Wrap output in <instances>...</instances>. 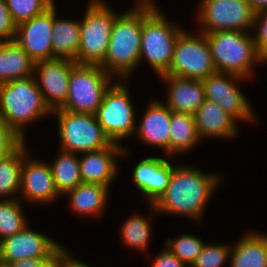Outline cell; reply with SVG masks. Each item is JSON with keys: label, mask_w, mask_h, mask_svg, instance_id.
Masks as SVG:
<instances>
[{"label": "cell", "mask_w": 267, "mask_h": 267, "mask_svg": "<svg viewBox=\"0 0 267 267\" xmlns=\"http://www.w3.org/2000/svg\"><path fill=\"white\" fill-rule=\"evenodd\" d=\"M255 13L267 11V0H245Z\"/></svg>", "instance_id": "cell-40"}, {"label": "cell", "mask_w": 267, "mask_h": 267, "mask_svg": "<svg viewBox=\"0 0 267 267\" xmlns=\"http://www.w3.org/2000/svg\"><path fill=\"white\" fill-rule=\"evenodd\" d=\"M210 46L217 72L235 74L244 79L252 74L256 62L266 63L257 51L253 35L242 31L203 33Z\"/></svg>", "instance_id": "cell-5"}, {"label": "cell", "mask_w": 267, "mask_h": 267, "mask_svg": "<svg viewBox=\"0 0 267 267\" xmlns=\"http://www.w3.org/2000/svg\"><path fill=\"white\" fill-rule=\"evenodd\" d=\"M5 43H6V41L3 40L2 38H0V50L2 49V47L4 46Z\"/></svg>", "instance_id": "cell-41"}, {"label": "cell", "mask_w": 267, "mask_h": 267, "mask_svg": "<svg viewBox=\"0 0 267 267\" xmlns=\"http://www.w3.org/2000/svg\"><path fill=\"white\" fill-rule=\"evenodd\" d=\"M136 188L154 204L165 192L172 174V164L158 157H148L140 161L133 170Z\"/></svg>", "instance_id": "cell-18"}, {"label": "cell", "mask_w": 267, "mask_h": 267, "mask_svg": "<svg viewBox=\"0 0 267 267\" xmlns=\"http://www.w3.org/2000/svg\"><path fill=\"white\" fill-rule=\"evenodd\" d=\"M183 30L171 25L153 1H143L140 61L146 59L159 76L166 74L172 63L175 43Z\"/></svg>", "instance_id": "cell-4"}, {"label": "cell", "mask_w": 267, "mask_h": 267, "mask_svg": "<svg viewBox=\"0 0 267 267\" xmlns=\"http://www.w3.org/2000/svg\"><path fill=\"white\" fill-rule=\"evenodd\" d=\"M71 256L72 255L64 249L54 261L53 267H91L80 260H75V258Z\"/></svg>", "instance_id": "cell-39"}, {"label": "cell", "mask_w": 267, "mask_h": 267, "mask_svg": "<svg viewBox=\"0 0 267 267\" xmlns=\"http://www.w3.org/2000/svg\"><path fill=\"white\" fill-rule=\"evenodd\" d=\"M121 146V147H120ZM127 148L113 142L110 146L96 151L84 152L79 158L80 175L84 183H95L108 186L116 177V156L127 154ZM115 157V158H114Z\"/></svg>", "instance_id": "cell-17"}, {"label": "cell", "mask_w": 267, "mask_h": 267, "mask_svg": "<svg viewBox=\"0 0 267 267\" xmlns=\"http://www.w3.org/2000/svg\"><path fill=\"white\" fill-rule=\"evenodd\" d=\"M230 267H267V235L250 232L232 247Z\"/></svg>", "instance_id": "cell-24"}, {"label": "cell", "mask_w": 267, "mask_h": 267, "mask_svg": "<svg viewBox=\"0 0 267 267\" xmlns=\"http://www.w3.org/2000/svg\"><path fill=\"white\" fill-rule=\"evenodd\" d=\"M193 35L183 30L174 47L172 63L165 75L200 79L216 73L206 35Z\"/></svg>", "instance_id": "cell-9"}, {"label": "cell", "mask_w": 267, "mask_h": 267, "mask_svg": "<svg viewBox=\"0 0 267 267\" xmlns=\"http://www.w3.org/2000/svg\"><path fill=\"white\" fill-rule=\"evenodd\" d=\"M24 142L26 141L0 118V161L13 154Z\"/></svg>", "instance_id": "cell-34"}, {"label": "cell", "mask_w": 267, "mask_h": 267, "mask_svg": "<svg viewBox=\"0 0 267 267\" xmlns=\"http://www.w3.org/2000/svg\"><path fill=\"white\" fill-rule=\"evenodd\" d=\"M199 8V32H248L246 30L254 27L256 13L245 0H202Z\"/></svg>", "instance_id": "cell-11"}, {"label": "cell", "mask_w": 267, "mask_h": 267, "mask_svg": "<svg viewBox=\"0 0 267 267\" xmlns=\"http://www.w3.org/2000/svg\"><path fill=\"white\" fill-rule=\"evenodd\" d=\"M17 199L19 198L0 200V241L16 234L28 225L22 214L20 199Z\"/></svg>", "instance_id": "cell-29"}, {"label": "cell", "mask_w": 267, "mask_h": 267, "mask_svg": "<svg viewBox=\"0 0 267 267\" xmlns=\"http://www.w3.org/2000/svg\"><path fill=\"white\" fill-rule=\"evenodd\" d=\"M253 26L258 28V32L253 36L257 51L265 62H267V11L255 14Z\"/></svg>", "instance_id": "cell-35"}, {"label": "cell", "mask_w": 267, "mask_h": 267, "mask_svg": "<svg viewBox=\"0 0 267 267\" xmlns=\"http://www.w3.org/2000/svg\"><path fill=\"white\" fill-rule=\"evenodd\" d=\"M23 160L20 193L29 202H50L61 196L56 190L50 164L29 159Z\"/></svg>", "instance_id": "cell-16"}, {"label": "cell", "mask_w": 267, "mask_h": 267, "mask_svg": "<svg viewBox=\"0 0 267 267\" xmlns=\"http://www.w3.org/2000/svg\"><path fill=\"white\" fill-rule=\"evenodd\" d=\"M160 78L168 83V101L165 103L172 112L193 115L206 100L204 84L200 79L181 78L165 74L161 75Z\"/></svg>", "instance_id": "cell-19"}, {"label": "cell", "mask_w": 267, "mask_h": 267, "mask_svg": "<svg viewBox=\"0 0 267 267\" xmlns=\"http://www.w3.org/2000/svg\"><path fill=\"white\" fill-rule=\"evenodd\" d=\"M54 5V22L52 28L53 59L67 58L75 60L78 56L80 42V21L63 20L56 16Z\"/></svg>", "instance_id": "cell-25"}, {"label": "cell", "mask_w": 267, "mask_h": 267, "mask_svg": "<svg viewBox=\"0 0 267 267\" xmlns=\"http://www.w3.org/2000/svg\"><path fill=\"white\" fill-rule=\"evenodd\" d=\"M116 14L102 0H91L80 20L78 64L101 65L106 57Z\"/></svg>", "instance_id": "cell-6"}, {"label": "cell", "mask_w": 267, "mask_h": 267, "mask_svg": "<svg viewBox=\"0 0 267 267\" xmlns=\"http://www.w3.org/2000/svg\"><path fill=\"white\" fill-rule=\"evenodd\" d=\"M0 267H9L7 264L0 263Z\"/></svg>", "instance_id": "cell-42"}, {"label": "cell", "mask_w": 267, "mask_h": 267, "mask_svg": "<svg viewBox=\"0 0 267 267\" xmlns=\"http://www.w3.org/2000/svg\"><path fill=\"white\" fill-rule=\"evenodd\" d=\"M205 243L194 235L182 234L166 240V248L189 267L194 264Z\"/></svg>", "instance_id": "cell-31"}, {"label": "cell", "mask_w": 267, "mask_h": 267, "mask_svg": "<svg viewBox=\"0 0 267 267\" xmlns=\"http://www.w3.org/2000/svg\"><path fill=\"white\" fill-rule=\"evenodd\" d=\"M172 110L163 102L151 100L141 123L136 127L138 137L169 153L170 118Z\"/></svg>", "instance_id": "cell-20"}, {"label": "cell", "mask_w": 267, "mask_h": 267, "mask_svg": "<svg viewBox=\"0 0 267 267\" xmlns=\"http://www.w3.org/2000/svg\"><path fill=\"white\" fill-rule=\"evenodd\" d=\"M56 258H27L8 264L9 267H53Z\"/></svg>", "instance_id": "cell-38"}, {"label": "cell", "mask_w": 267, "mask_h": 267, "mask_svg": "<svg viewBox=\"0 0 267 267\" xmlns=\"http://www.w3.org/2000/svg\"><path fill=\"white\" fill-rule=\"evenodd\" d=\"M11 17L16 25L43 14L54 0H6Z\"/></svg>", "instance_id": "cell-32"}, {"label": "cell", "mask_w": 267, "mask_h": 267, "mask_svg": "<svg viewBox=\"0 0 267 267\" xmlns=\"http://www.w3.org/2000/svg\"><path fill=\"white\" fill-rule=\"evenodd\" d=\"M126 87L122 82L112 83L95 114L104 133L116 143L136 132V115Z\"/></svg>", "instance_id": "cell-10"}, {"label": "cell", "mask_w": 267, "mask_h": 267, "mask_svg": "<svg viewBox=\"0 0 267 267\" xmlns=\"http://www.w3.org/2000/svg\"><path fill=\"white\" fill-rule=\"evenodd\" d=\"M63 247L52 238L26 225L21 231L0 241V263L27 258H57Z\"/></svg>", "instance_id": "cell-13"}, {"label": "cell", "mask_w": 267, "mask_h": 267, "mask_svg": "<svg viewBox=\"0 0 267 267\" xmlns=\"http://www.w3.org/2000/svg\"><path fill=\"white\" fill-rule=\"evenodd\" d=\"M244 77L216 72L204 78L205 99L218 104L235 121H254L253 111L244 93L237 88V80ZM230 79V80H229ZM234 82H233V81ZM254 119V120H253Z\"/></svg>", "instance_id": "cell-12"}, {"label": "cell", "mask_w": 267, "mask_h": 267, "mask_svg": "<svg viewBox=\"0 0 267 267\" xmlns=\"http://www.w3.org/2000/svg\"><path fill=\"white\" fill-rule=\"evenodd\" d=\"M49 113L34 75L0 84V118L23 140L26 124Z\"/></svg>", "instance_id": "cell-3"}, {"label": "cell", "mask_w": 267, "mask_h": 267, "mask_svg": "<svg viewBox=\"0 0 267 267\" xmlns=\"http://www.w3.org/2000/svg\"><path fill=\"white\" fill-rule=\"evenodd\" d=\"M151 267H188L169 249H164L156 256Z\"/></svg>", "instance_id": "cell-37"}, {"label": "cell", "mask_w": 267, "mask_h": 267, "mask_svg": "<svg viewBox=\"0 0 267 267\" xmlns=\"http://www.w3.org/2000/svg\"><path fill=\"white\" fill-rule=\"evenodd\" d=\"M54 4L43 14L17 25L15 42L37 63L53 59Z\"/></svg>", "instance_id": "cell-14"}, {"label": "cell", "mask_w": 267, "mask_h": 267, "mask_svg": "<svg viewBox=\"0 0 267 267\" xmlns=\"http://www.w3.org/2000/svg\"><path fill=\"white\" fill-rule=\"evenodd\" d=\"M193 116L200 139L205 136L232 138L237 133L236 121L213 101L205 100Z\"/></svg>", "instance_id": "cell-21"}, {"label": "cell", "mask_w": 267, "mask_h": 267, "mask_svg": "<svg viewBox=\"0 0 267 267\" xmlns=\"http://www.w3.org/2000/svg\"><path fill=\"white\" fill-rule=\"evenodd\" d=\"M232 248L226 244H204L201 253L191 267H222L230 258Z\"/></svg>", "instance_id": "cell-33"}, {"label": "cell", "mask_w": 267, "mask_h": 267, "mask_svg": "<svg viewBox=\"0 0 267 267\" xmlns=\"http://www.w3.org/2000/svg\"><path fill=\"white\" fill-rule=\"evenodd\" d=\"M201 141L193 115L171 112L169 154L185 153Z\"/></svg>", "instance_id": "cell-26"}, {"label": "cell", "mask_w": 267, "mask_h": 267, "mask_svg": "<svg viewBox=\"0 0 267 267\" xmlns=\"http://www.w3.org/2000/svg\"><path fill=\"white\" fill-rule=\"evenodd\" d=\"M143 1L116 16L106 57L100 65L112 77L117 75L126 79L140 63Z\"/></svg>", "instance_id": "cell-2"}, {"label": "cell", "mask_w": 267, "mask_h": 267, "mask_svg": "<svg viewBox=\"0 0 267 267\" xmlns=\"http://www.w3.org/2000/svg\"><path fill=\"white\" fill-rule=\"evenodd\" d=\"M25 142L9 157L0 161V198L20 192L23 160L29 154Z\"/></svg>", "instance_id": "cell-28"}, {"label": "cell", "mask_w": 267, "mask_h": 267, "mask_svg": "<svg viewBox=\"0 0 267 267\" xmlns=\"http://www.w3.org/2000/svg\"><path fill=\"white\" fill-rule=\"evenodd\" d=\"M112 75L100 65L76 63L70 72L67 98L60 108L74 113L96 114Z\"/></svg>", "instance_id": "cell-7"}, {"label": "cell", "mask_w": 267, "mask_h": 267, "mask_svg": "<svg viewBox=\"0 0 267 267\" xmlns=\"http://www.w3.org/2000/svg\"><path fill=\"white\" fill-rule=\"evenodd\" d=\"M147 218L134 215L128 218L121 227L123 242L129 247L144 250L151 237V226Z\"/></svg>", "instance_id": "cell-30"}, {"label": "cell", "mask_w": 267, "mask_h": 267, "mask_svg": "<svg viewBox=\"0 0 267 267\" xmlns=\"http://www.w3.org/2000/svg\"><path fill=\"white\" fill-rule=\"evenodd\" d=\"M17 25L9 12L6 0H0V38L6 42L14 41Z\"/></svg>", "instance_id": "cell-36"}, {"label": "cell", "mask_w": 267, "mask_h": 267, "mask_svg": "<svg viewBox=\"0 0 267 267\" xmlns=\"http://www.w3.org/2000/svg\"><path fill=\"white\" fill-rule=\"evenodd\" d=\"M75 64L74 60L67 58H55L35 63L34 76L42 92L43 100L51 111L64 105L70 72Z\"/></svg>", "instance_id": "cell-15"}, {"label": "cell", "mask_w": 267, "mask_h": 267, "mask_svg": "<svg viewBox=\"0 0 267 267\" xmlns=\"http://www.w3.org/2000/svg\"><path fill=\"white\" fill-rule=\"evenodd\" d=\"M221 182V177L207 174L197 168L173 166L169 185L162 196L150 204V210L155 213H175L185 215L194 220H201L202 212Z\"/></svg>", "instance_id": "cell-1"}, {"label": "cell", "mask_w": 267, "mask_h": 267, "mask_svg": "<svg viewBox=\"0 0 267 267\" xmlns=\"http://www.w3.org/2000/svg\"><path fill=\"white\" fill-rule=\"evenodd\" d=\"M34 70L35 62L15 41L4 44L0 50V84L33 76Z\"/></svg>", "instance_id": "cell-23"}, {"label": "cell", "mask_w": 267, "mask_h": 267, "mask_svg": "<svg viewBox=\"0 0 267 267\" xmlns=\"http://www.w3.org/2000/svg\"><path fill=\"white\" fill-rule=\"evenodd\" d=\"M56 190L60 195L74 189L82 181L79 157L76 153L61 150L56 160L50 165Z\"/></svg>", "instance_id": "cell-27"}, {"label": "cell", "mask_w": 267, "mask_h": 267, "mask_svg": "<svg viewBox=\"0 0 267 267\" xmlns=\"http://www.w3.org/2000/svg\"><path fill=\"white\" fill-rule=\"evenodd\" d=\"M108 189V186L81 182L66 194L70 197L73 211L83 216L99 217L107 205Z\"/></svg>", "instance_id": "cell-22"}, {"label": "cell", "mask_w": 267, "mask_h": 267, "mask_svg": "<svg viewBox=\"0 0 267 267\" xmlns=\"http://www.w3.org/2000/svg\"><path fill=\"white\" fill-rule=\"evenodd\" d=\"M61 150L72 153L96 151L113 142L104 133L95 114L56 109Z\"/></svg>", "instance_id": "cell-8"}]
</instances>
